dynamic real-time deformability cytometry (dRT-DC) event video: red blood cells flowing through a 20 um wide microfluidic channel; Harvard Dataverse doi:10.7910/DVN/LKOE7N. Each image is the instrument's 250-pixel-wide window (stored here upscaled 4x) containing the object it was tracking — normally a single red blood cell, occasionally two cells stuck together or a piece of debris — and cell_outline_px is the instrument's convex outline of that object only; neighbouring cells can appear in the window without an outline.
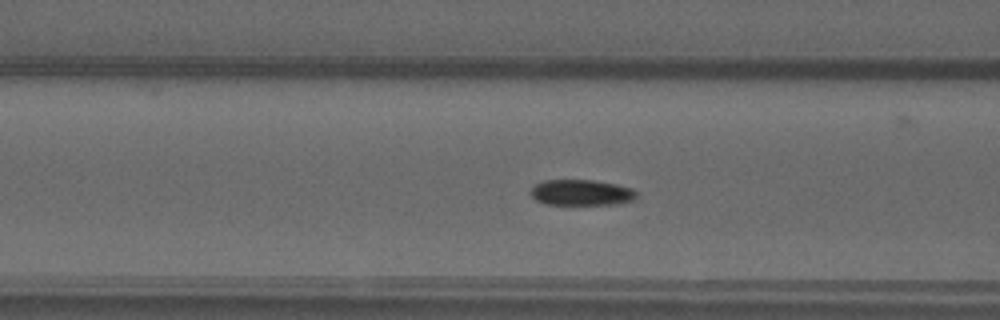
{"species": "common noctule bat (a hibernating species)", "species_latin": "Nyctalus noctula", "temperature_condition": "warm", "stored_images_in_passage": 45, "camera_frame_rate_fps": 3000, "um_per_image_px": 0.085, "animal": {"sex": "male", "forearm_length_mm": 52.5}, "frame": {"image": 1, "passage_image": 11, "time_ms": 3.333, "image_size_px": [1000, 320], "cell_outline_px": [[636, 196], [632, 200], [616, 204], [544, 204], [536, 200], [528, 192], [536, 184], [544, 180], [596, 180], [616, 184], [632, 188], [636, 192]], "centroid_in_image_um": [49.39, 16.36], "position_along_channel_um": 117.2, "area_um2": 15.9}}
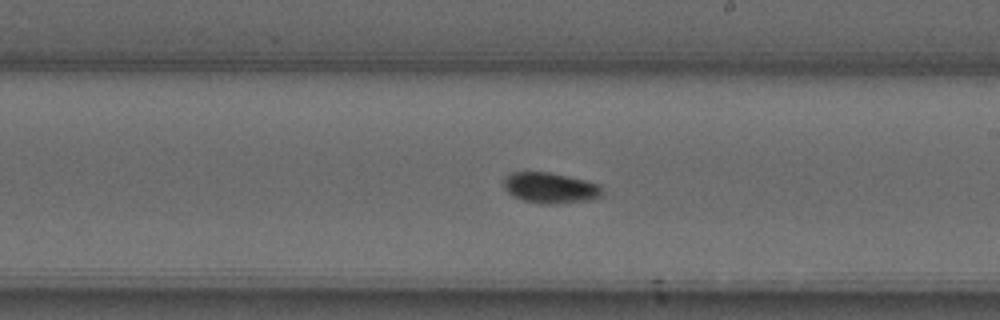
{"frame": {"image": 2, "passage_image": 21, "time_ms": 6.667, "image_size_px": [1000, 320], "cell_outline_px": [[604, 192], [600, 196], [588, 200], [556, 204], [540, 204], [524, 200], [512, 196], [504, 188], [504, 176], [512, 172], [552, 172], [600, 184]], "centroid_in_image_um": [46.76, 15.96], "position_along_channel_um": 242.2, "area_um2": 17.74}}
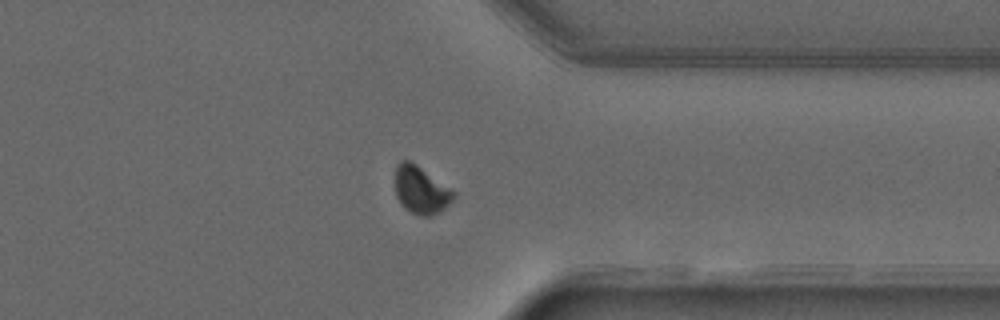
{"frame": {"image": 3, "passage_image": 32, "time_ms": 10.333, "image_size_px": [1000, 320], "cell_outline_px": [[456, 196], [444, 208], [428, 216], [420, 216], [404, 208], [400, 204], [396, 196], [396, 164], [400, 160], [408, 160], [416, 164], [456, 192]], "centroid_in_image_um": [35.76, 16.14], "position_along_channel_um": 375.6, "area_um2": 16.01}, "authors_computed_cell_mechanics": {"area_um2": 16.0106, "velocity_mm_per_s": 3.7614, "shape_relaxation_time_tau1_ms": 3.9607, "shape_relaxation_time_tau2_ms": null, "deformation_change_tau1": 0.1068, "deformation_change_tau2": null}}